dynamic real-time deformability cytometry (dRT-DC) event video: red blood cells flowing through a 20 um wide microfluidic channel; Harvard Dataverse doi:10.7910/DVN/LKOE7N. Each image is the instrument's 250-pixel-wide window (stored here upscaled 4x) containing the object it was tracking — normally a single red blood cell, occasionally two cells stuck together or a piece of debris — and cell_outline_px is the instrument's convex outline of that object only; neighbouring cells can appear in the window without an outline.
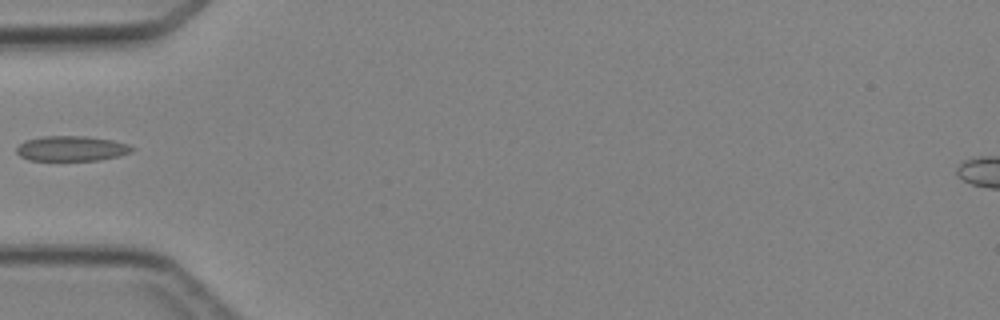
{"species": "Egyptian fruit bat (a non-hibernating species)", "species_latin": "Rousettus aegyptiacus", "temperature_condition": "cold", "stored_images_in_passage": 5, "camera_frame_rate_fps": 3000, "um_per_image_px": 0.085, "animal": {"sex": "female"}, "frame": {"image": 1, "passage_image": 5, "time_ms": 4.667, "image_size_px": [1000, 320], "cell_outline_px": [[136, 148], [132, 152], [120, 156], [96, 160], [28, 160], [20, 156], [16, 152], [16, 148], [24, 140], [44, 136], [88, 136], [112, 140], [128, 144]], "centroid_in_image_um": [6.09, 12.62], "position_along_channel_um": 78.9, "area_um2": 16.99}}